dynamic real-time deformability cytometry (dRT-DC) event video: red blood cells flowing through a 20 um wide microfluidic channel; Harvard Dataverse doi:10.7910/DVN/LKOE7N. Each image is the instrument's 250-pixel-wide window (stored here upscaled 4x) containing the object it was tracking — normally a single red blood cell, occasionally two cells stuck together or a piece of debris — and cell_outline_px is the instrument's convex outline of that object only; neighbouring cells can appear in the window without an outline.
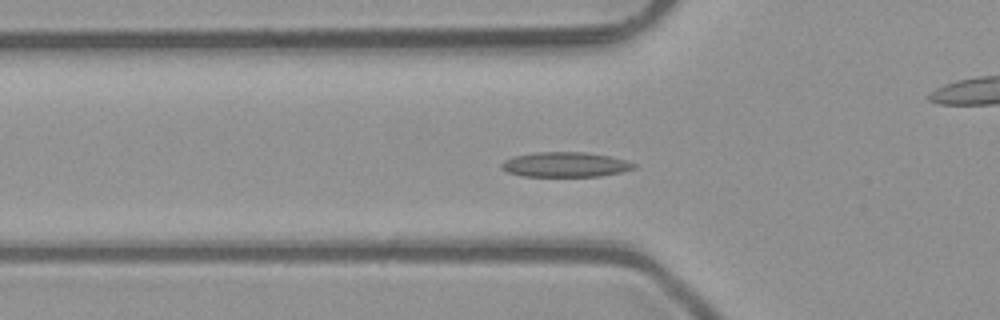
{"species": "common noctule bat (a hibernating species)", "species_latin": "Nyctalus noctula", "temperature_condition": "room temperature", "stored_images_in_passage": 51, "camera_frame_rate_fps": 3000, "um_per_image_px": 0.085, "animal": {"sex": "male", "body_mass_g": 23.1, "forearm_length_mm": 52.7}, "frame": {"image": 1, "passage_image": 17, "time_ms": 5.333, "image_size_px": [1000, 320], "cell_outline_px": [[640, 164], [636, 168], [620, 172], [600, 176], [524, 176], [508, 172], [500, 168], [500, 164], [504, 160], [512, 156], [536, 152], [584, 152], [608, 156]], "centroid_in_image_um": [48.04, 13.98], "position_along_channel_um": 77.8, "area_um2": 19.25}}
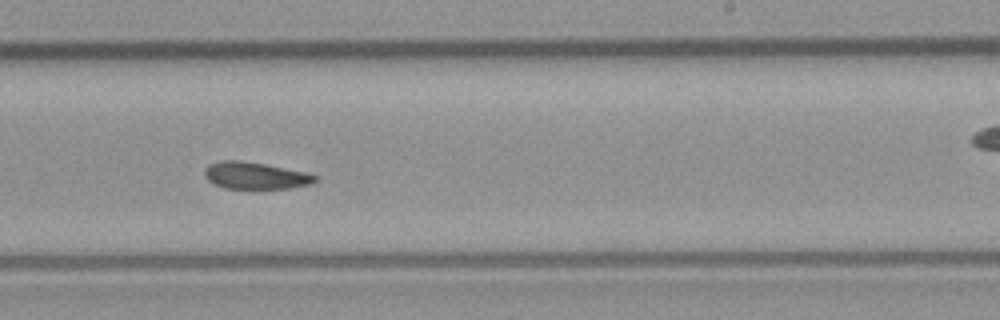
{"frame": {"image": 2, "passage_image": 31, "time_ms": 10.0, "image_size_px": [1000, 320], "cell_outline_px": [[316, 180], [312, 184], [288, 188], [224, 188], [208, 180], [204, 176], [204, 168], [208, 164], [220, 160], [240, 160], [264, 164], [304, 172], [316, 176]], "centroid_in_image_um": [21.64, 14.91], "position_along_channel_um": 267.4, "area_um2": 17.17}}
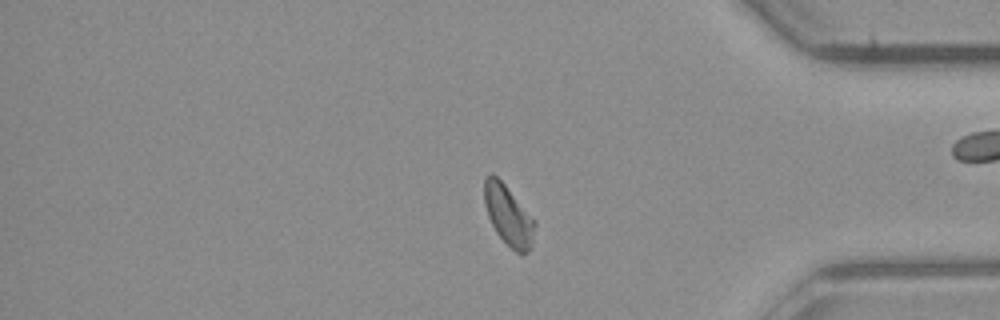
{"frame": {"image": 3, "passage_image": 42, "time_ms": 13.667, "image_size_px": [1000, 320], "cell_outline_px": [[536, 224], [532, 248], [524, 256], [520, 256], [496, 232], [488, 216], [484, 204], [484, 180], [492, 172], [504, 184], [536, 220]], "centroid_in_image_um": [43.25, 18.35], "position_along_channel_um": 392.0, "area_um2": 17.8}, "authors_computed_cell_mechanics": {"area_um2": 17.9758, "velocity_mm_per_s": 4.0497, "shape_relaxation_time_tau1_ms": 4.8849, "shape_relaxation_time_tau2_ms": 5.1332, "deformation_change_tau1": 0.1171, "deformation_change_tau2": 0.0787}}